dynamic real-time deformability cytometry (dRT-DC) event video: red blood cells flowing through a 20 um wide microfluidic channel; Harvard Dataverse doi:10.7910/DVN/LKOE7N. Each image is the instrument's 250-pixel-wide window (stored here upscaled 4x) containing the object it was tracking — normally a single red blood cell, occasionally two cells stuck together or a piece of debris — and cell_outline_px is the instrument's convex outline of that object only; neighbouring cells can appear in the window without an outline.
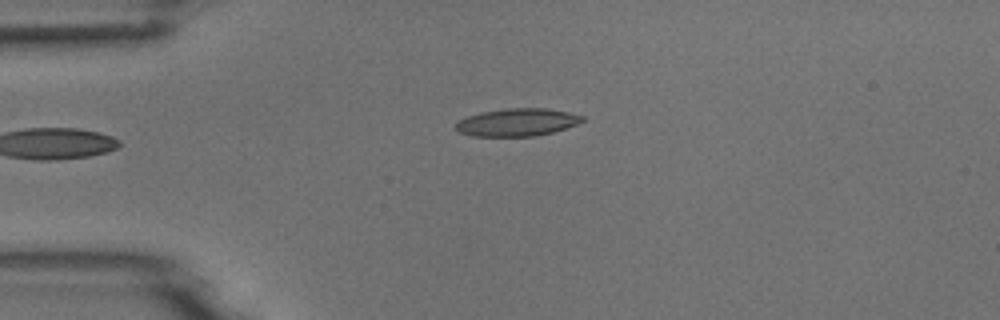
{"species": "common noctule bat (a hibernating species)", "species_latin": "Nyctalus noctula", "temperature_condition": "room temperature", "stored_images_in_passage": 5, "camera_frame_rate_fps": 3000, "um_per_image_px": 0.085, "animal": {"sex": "male", "body_mass_g": 18.8}, "frame": {"image": 1, "passage_image": 5, "time_ms": 4.333, "image_size_px": [1000, 320], "cell_outline_px": [[584, 120], [576, 124], [552, 132], [536, 136], [472, 136], [460, 132], [452, 128], [460, 120], [468, 116], [480, 112], [508, 108], [544, 108], [568, 112], [584, 116]], "centroid_in_image_um": [43.93, 10.39], "position_along_channel_um": 41.1, "area_um2": 20.29}}